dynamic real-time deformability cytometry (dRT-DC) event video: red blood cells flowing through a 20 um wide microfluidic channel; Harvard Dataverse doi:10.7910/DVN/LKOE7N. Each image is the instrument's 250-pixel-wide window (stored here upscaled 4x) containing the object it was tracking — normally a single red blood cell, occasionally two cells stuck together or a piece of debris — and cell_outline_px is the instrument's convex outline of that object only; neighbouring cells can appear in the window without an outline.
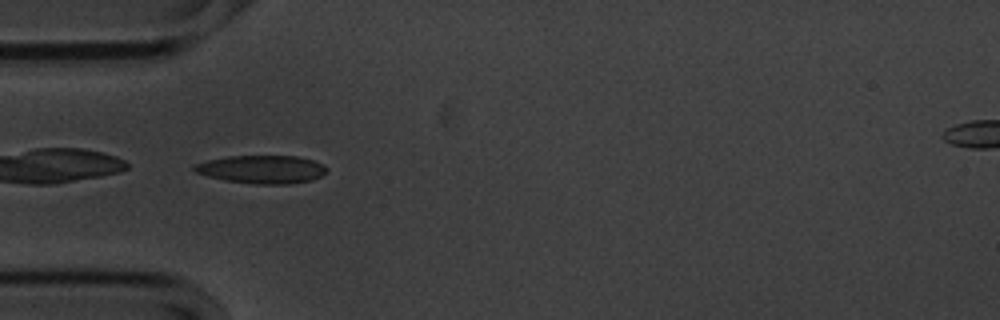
{"species": "common noctule bat (a hibernating species)", "species_latin": "Nyctalus noctula", "temperature_condition": "cold", "stored_images_in_passage": 7, "camera_frame_rate_fps": 3000, "um_per_image_px": 0.085, "animal": {"sex": "male", "body_mass_g": 20.1, "forearm_length_mm": 53.5}, "frame": {"image": 1, "passage_image": 5, "time_ms": 1.333, "image_size_px": [1000, 320], "cell_outline_px": [[300, 180], [236, 180], [228, 176], [224, 160], [244, 156], [280, 156]], "centroid_in_image_um": [22.04, 14.34], "position_along_channel_um": 63.0, "area_um2": 10.69}}